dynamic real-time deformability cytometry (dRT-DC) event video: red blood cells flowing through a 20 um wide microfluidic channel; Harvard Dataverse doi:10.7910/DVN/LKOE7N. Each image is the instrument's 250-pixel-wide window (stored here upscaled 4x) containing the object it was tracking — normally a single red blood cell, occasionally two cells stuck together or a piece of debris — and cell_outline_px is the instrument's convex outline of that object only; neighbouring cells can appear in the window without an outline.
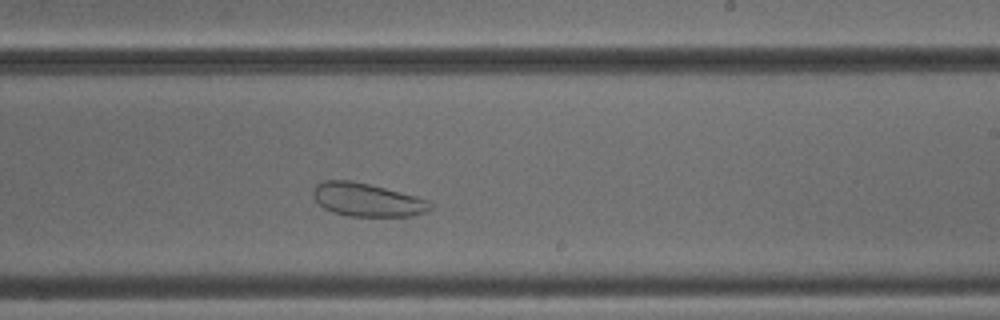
{"species": "common noctule bat (a hibernating species)", "species_latin": "Nyctalus noctula", "temperature_condition": "cold", "stored_images_in_passage": 36, "camera_frame_rate_fps": 3000, "um_per_image_px": 0.085, "animal": {"sex": "male", "body_mass_g": 18.8}, "frame": {"image": 1, "passage_image": 16, "time_ms": 5.0, "image_size_px": [1000, 320], "cell_outline_px": [[432, 208], [424, 212], [412, 216], [348, 216], [332, 212], [324, 208], [316, 200], [312, 192], [312, 188], [316, 184], [324, 180], [348, 180], [368, 184], [432, 200]], "centroid_in_image_um": [31.21, 16.98], "position_along_channel_um": 257.8, "area_um2": 22.72}}
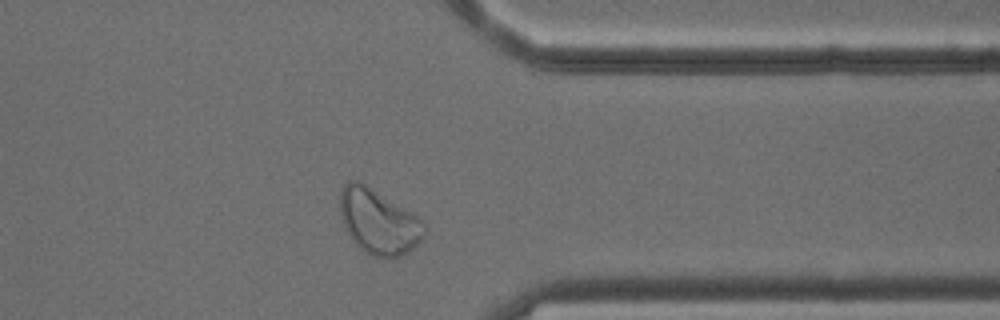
{"frame": {"image": 2, "passage_image": 26, "time_ms": 8.333, "image_size_px": [1000, 320], "cell_outline_px": [[428, 228], [424, 236], [404, 256], [392, 260], [384, 260], [372, 256], [364, 252], [352, 240], [344, 228], [340, 212], [340, 188], [348, 180], [360, 180], [416, 216]], "centroid_in_image_um": [32.15, 18.88], "position_along_channel_um": 379.3, "area_um2": 32.31}, "authors_computed_cell_mechanics": {"area_um2": 28.9867, "velocity_mm_per_s": 3.8041, "shape_relaxation_time_tau1_ms": 0.6359, "shape_relaxation_time_tau2_ms": 1.7999, "deformation_change_tau1": null, "deformation_change_tau2": 0.0643}}